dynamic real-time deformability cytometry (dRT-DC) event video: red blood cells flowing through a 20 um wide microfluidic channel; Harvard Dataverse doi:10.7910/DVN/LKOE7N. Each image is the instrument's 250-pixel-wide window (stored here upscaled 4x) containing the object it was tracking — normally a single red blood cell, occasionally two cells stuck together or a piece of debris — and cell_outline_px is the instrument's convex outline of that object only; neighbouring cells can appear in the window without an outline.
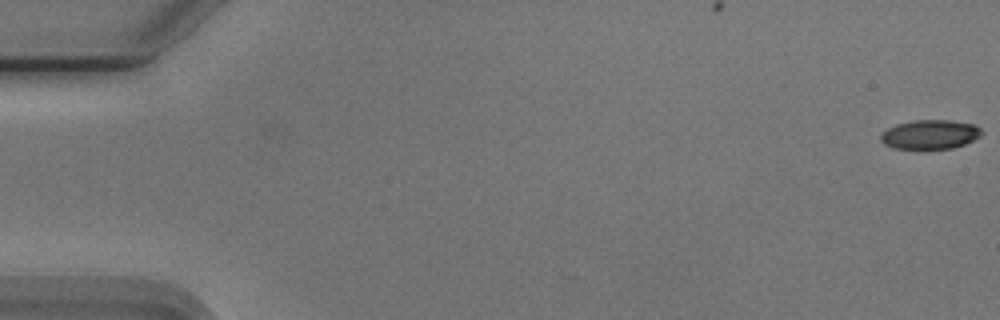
{"species": "Egyptian fruit bat (a non-hibernating species)", "species_latin": "Rousettus aegyptiacus", "temperature_condition": "cold", "stored_images_in_passage": 55, "camera_frame_rate_fps": 3000, "um_per_image_px": 0.085, "animal": {"sex": "male"}, "frame": {"image": 1, "passage_image": 1, "time_ms": 0.0, "image_size_px": [1000, 320], "cell_outline_px": [[984, 132], [980, 136], [964, 144], [952, 148], [892, 148], [884, 144], [880, 140], [880, 136], [888, 128], [896, 124], [912, 120], [948, 120], [976, 124]], "centroid_in_image_um": [79.06, 11.41], "position_along_channel_um": 5.9, "area_um2": 17.11}}
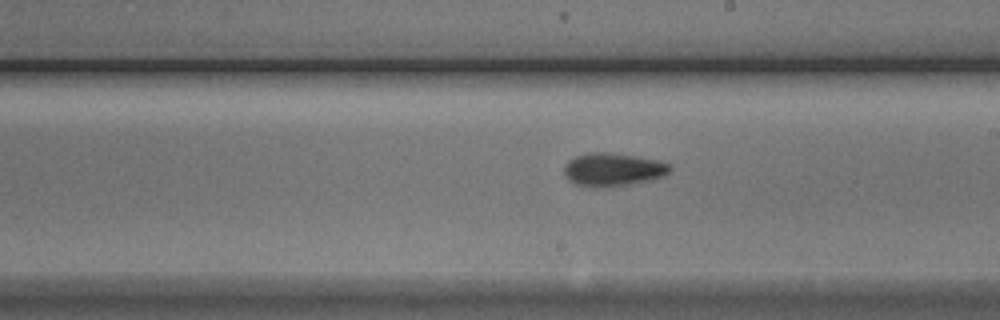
{"frame": {"image": 2, "passage_image": 32, "time_ms": 10.333, "image_size_px": [1000, 320], "cell_outline_px": [[672, 168], [664, 176], [632, 184], [604, 188], [596, 188], [576, 184], [568, 180], [564, 172], [564, 164], [568, 160], [576, 156], [588, 152], [608, 152], [656, 160], [668, 164]], "centroid_in_image_um": [52.04, 14.42], "position_along_channel_um": 237.0, "area_um2": 20.46}}
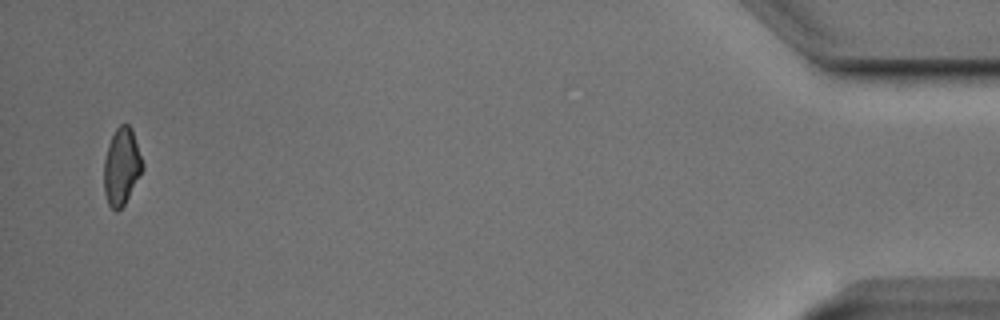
{"frame": {"image": 3, "passage_image": 54, "time_ms": 17.667, "image_size_px": [1000, 320], "cell_outline_px": [[144, 168], [124, 204], [116, 212], [108, 204], [104, 192], [104, 160], [108, 144], [116, 128], [120, 124], [128, 124], [132, 128], [144, 164]], "centroid_in_image_um": [10.34, 14.13], "position_along_channel_um": 424.9, "area_um2": 17.28}}